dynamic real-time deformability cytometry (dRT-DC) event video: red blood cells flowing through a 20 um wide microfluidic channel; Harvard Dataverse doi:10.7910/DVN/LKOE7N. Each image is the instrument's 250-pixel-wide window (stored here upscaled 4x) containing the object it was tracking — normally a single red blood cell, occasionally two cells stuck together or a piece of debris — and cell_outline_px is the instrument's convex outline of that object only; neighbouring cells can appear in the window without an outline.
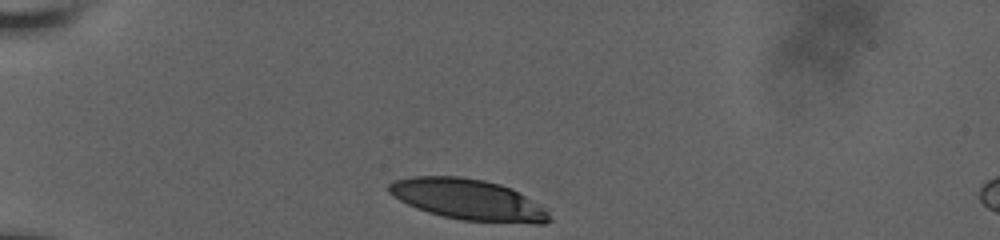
{"species": "human", "species_latin": "Homo sapiens", "temperature_condition": "room temperature", "stored_images_in_passage": 33, "camera_frame_rate_fps": 3000, "um_per_image_px": 0.085, "donor": {"sex": "male"}, "frame": {"image": 1, "passage_image": 1, "time_ms": 0.0, "image_size_px": [1000, 240], "cell_outline_px": [[552, 220], [544, 224], [532, 224], [460, 220], [428, 212], [416, 208], [400, 200], [388, 192], [388, 184], [392, 180], [412, 176], [460, 176], [484, 180], [500, 184], [512, 188], [548, 208]], "centroid_in_image_um": [39.85, 16.97], "position_along_channel_um": 45.1, "area_um2": 38.73}}
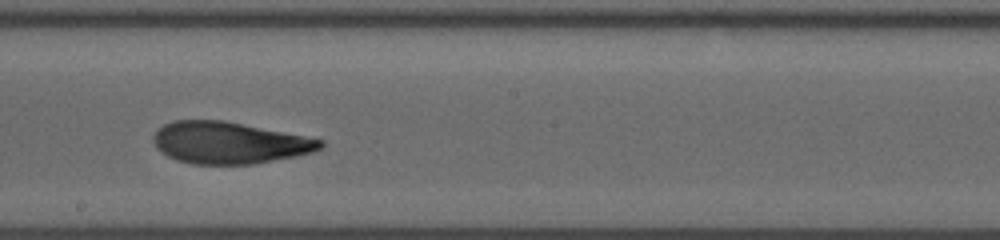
{"frame": {"image": 2, "passage_image": 19, "time_ms": 6.0, "image_size_px": [1000, 240], "cell_outline_px": [[324, 144], [320, 148], [312, 152], [296, 156], [256, 164], [192, 164], [176, 160], [160, 152], [156, 148], [152, 140], [152, 136], [164, 124], [172, 120], [224, 120], [324, 140]], "centroid_in_image_um": [19.44, 12.14], "position_along_channel_um": 228.8, "area_um2": 40.69}}
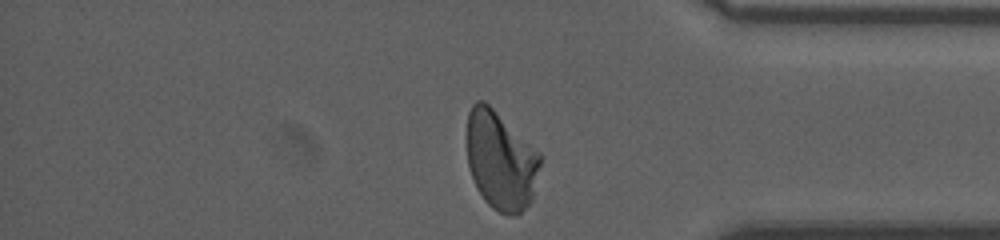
{"frame": {"image": 3, "passage_image": 33, "time_ms": 10.667, "image_size_px": [1000, 240], "cell_outline_px": [[540, 164], [532, 200], [516, 216], [500, 212], [492, 208], [484, 200], [476, 188], [468, 168], [468, 112], [472, 104], [476, 100], [484, 100], [540, 152]], "centroid_in_image_um": [42.55, 13.64], "position_along_channel_um": 392.6, "area_um2": 41.91}, "authors_computed_cell_mechanics": {"area_um2": 40.6912, "velocity_mm_per_s": 3.7856, "shape_relaxation_time_tau1_ms": 6.8091, "shape_relaxation_time_tau2_ms": 1.3873, "deformation_change_tau1": 0.2082, "deformation_change_tau2": 0.0825}}